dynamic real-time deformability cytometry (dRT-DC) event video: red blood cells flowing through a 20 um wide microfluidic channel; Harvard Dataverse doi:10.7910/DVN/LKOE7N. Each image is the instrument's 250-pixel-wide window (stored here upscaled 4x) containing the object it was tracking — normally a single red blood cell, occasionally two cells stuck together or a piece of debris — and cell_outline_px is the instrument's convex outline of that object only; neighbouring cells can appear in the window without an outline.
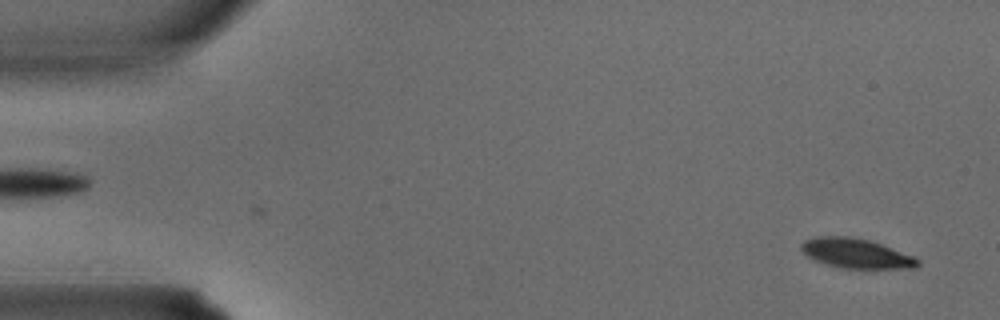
{"species": "common noctule bat (a hibernating species)", "species_latin": "Nyctalus noctula", "temperature_condition": "warm", "stored_images_in_passage": 4, "camera_frame_rate_fps": 3000, "um_per_image_px": 0.085, "animal": {"sex": "male", "body_mass_g": 15.6}, "frame": {"image": 1, "passage_image": 4, "time_ms": 1.0, "image_size_px": [1000, 320], "cell_outline_px": [[920, 264], [916, 268], [840, 268], [812, 260], [800, 248], [800, 244], [804, 240], [812, 236], [852, 236], [868, 240], [880, 244], [912, 256], [920, 260]], "centroid_in_image_um": [72.71, 21.53], "position_along_channel_um": 12.3, "area_um2": 20.11}}